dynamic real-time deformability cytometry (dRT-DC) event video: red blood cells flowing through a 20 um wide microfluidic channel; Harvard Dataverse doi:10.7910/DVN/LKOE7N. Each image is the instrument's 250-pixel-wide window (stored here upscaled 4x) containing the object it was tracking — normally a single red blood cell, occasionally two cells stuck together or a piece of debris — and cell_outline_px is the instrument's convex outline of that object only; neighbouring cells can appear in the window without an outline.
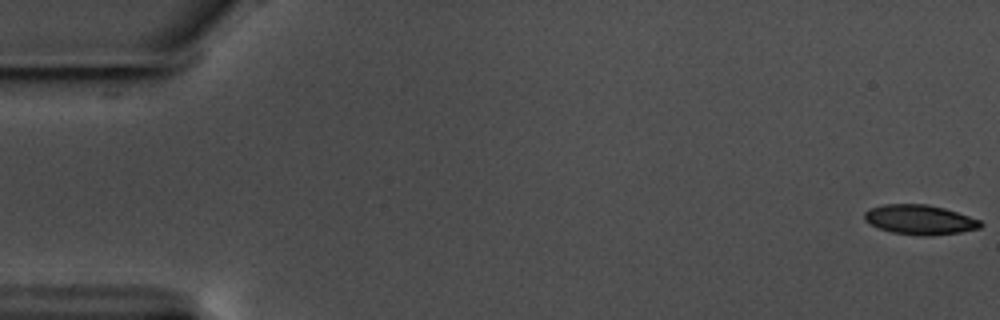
{"species": "common noctule bat (a hibernating species)", "species_latin": "Nyctalus noctula", "temperature_condition": "warm", "stored_images_in_passage": 13, "camera_frame_rate_fps": 3000, "um_per_image_px": 0.085, "animal": {"sex": "male", "body_mass_g": 17.5, "forearm_length_mm": 52.3}, "frame": {"image": 1, "passage_image": 1, "time_ms": 0.0, "image_size_px": [1000, 320], "cell_outline_px": [[984, 224], [980, 228], [960, 232], [932, 236], [920, 236], [892, 232], [880, 228], [864, 220], [864, 212], [868, 208], [884, 204], [928, 204], [944, 208], [980, 220]], "centroid_in_image_um": [78.18, 18.67], "position_along_channel_um": 6.8, "area_um2": 20.11}}